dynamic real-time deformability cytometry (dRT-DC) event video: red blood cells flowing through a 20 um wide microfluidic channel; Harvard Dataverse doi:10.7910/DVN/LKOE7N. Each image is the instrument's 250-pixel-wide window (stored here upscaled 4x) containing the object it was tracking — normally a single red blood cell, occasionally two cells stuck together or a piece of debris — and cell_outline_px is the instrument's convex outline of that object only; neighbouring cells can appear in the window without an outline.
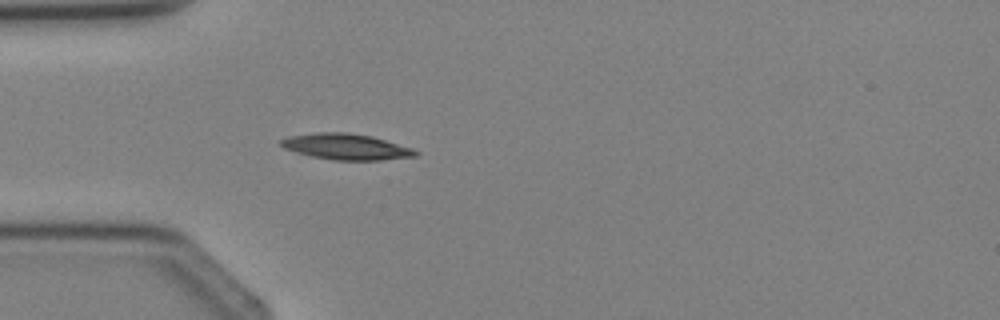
{"species": "Egyptian fruit bat (a non-hibernating species)", "species_latin": "Rousettus aegyptiacus", "temperature_condition": "cold", "stored_images_in_passage": 1, "camera_frame_rate_fps": 3000, "um_per_image_px": 0.085, "animal": {"sex": "female"}, "frame": {"image": 1, "passage_image": 1, "time_ms": 0.0, "image_size_px": [1000, 320], "cell_outline_px": [[420, 152], [416, 156], [380, 160], [336, 160], [312, 156], [284, 148], [280, 144], [280, 140], [288, 136], [316, 132], [344, 132], [372, 136], [412, 148]], "centroid_in_image_um": [29.43, 12.46], "position_along_channel_um": 55.6, "area_um2": 20.17}}